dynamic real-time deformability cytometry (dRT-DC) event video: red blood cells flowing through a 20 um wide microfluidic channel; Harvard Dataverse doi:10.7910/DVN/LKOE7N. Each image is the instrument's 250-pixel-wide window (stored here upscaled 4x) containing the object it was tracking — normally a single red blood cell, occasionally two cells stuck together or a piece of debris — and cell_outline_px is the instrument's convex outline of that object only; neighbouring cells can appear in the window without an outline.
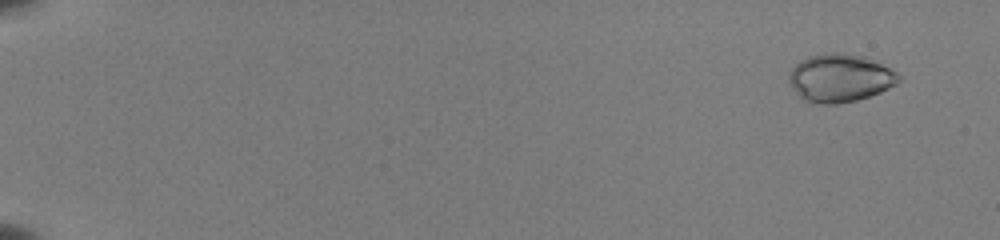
{"species": "common noctule bat (a hibernating species)", "species_latin": "Nyctalus noctula", "temperature_condition": "room temperature", "stored_images_in_passage": 51, "camera_frame_rate_fps": 3000, "um_per_image_px": 0.085, "animal": {"sex": "female", "body_mass_g": 22.0, "forearm_length_mm": 56.7}, "frame": {"image": 1, "passage_image": 1, "time_ms": 0.0, "image_size_px": [1000, 240], "cell_outline_px": [[900, 80], [896, 84], [880, 92], [856, 100], [836, 104], [816, 104], [804, 100], [792, 88], [788, 80], [788, 72], [800, 60], [808, 56], [824, 52], [840, 52], [864, 56], [896, 72], [900, 76]], "centroid_in_image_um": [71.35, 6.62], "position_along_channel_um": 13.7, "area_um2": 30.75}}
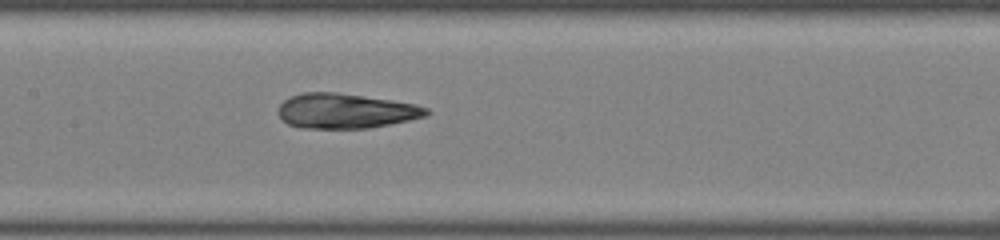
{"frame": {"image": 2, "passage_image": 27, "time_ms": 8.667, "image_size_px": [1000, 240], "cell_outline_px": [[432, 112], [428, 116], [368, 128], [300, 128], [288, 124], [280, 116], [280, 104], [284, 100], [292, 96], [304, 92], [336, 92], [392, 100], [416, 104], [428, 108]], "centroid_in_image_um": [29.42, 9.43], "position_along_channel_um": 178.0, "area_um2": 30.0}}
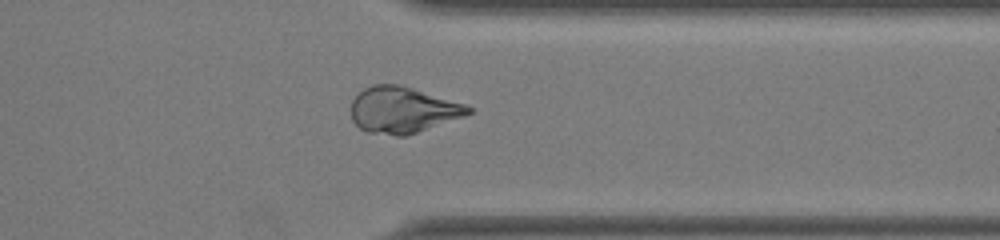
{"frame": {"image": 3, "passage_image": 42, "time_ms": 13.667, "image_size_px": [1000, 240], "cell_outline_px": [[472, 112], [464, 116], [404, 136], [396, 136], [368, 132], [360, 128], [352, 120], [352, 100], [364, 88], [372, 84], [396, 84], [412, 88], [464, 104], [472, 108]], "centroid_in_image_um": [34.2, 9.34], "position_along_channel_um": 377.2, "area_um2": 31.04}}